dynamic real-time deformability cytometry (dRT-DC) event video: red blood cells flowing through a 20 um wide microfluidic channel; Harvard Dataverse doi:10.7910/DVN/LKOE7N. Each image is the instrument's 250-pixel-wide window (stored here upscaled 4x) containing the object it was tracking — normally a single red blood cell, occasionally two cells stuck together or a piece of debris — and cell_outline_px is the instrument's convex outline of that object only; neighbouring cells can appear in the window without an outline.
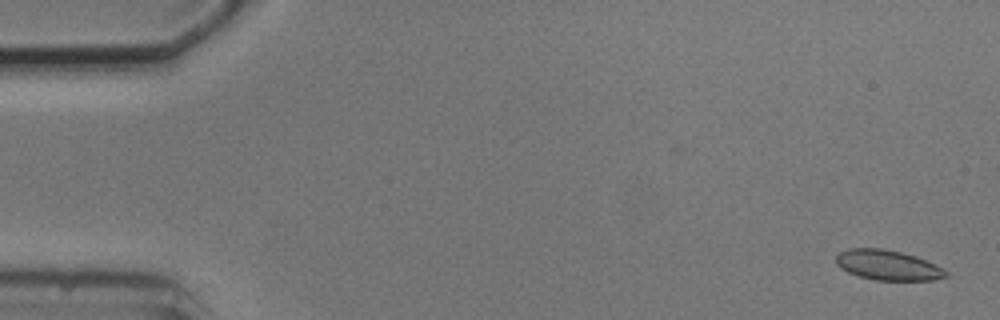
{"species": "common noctule bat (a hibernating species)", "species_latin": "Nyctalus noctula", "temperature_condition": "cold", "stored_images_in_passage": 5, "segment_of_instrument_passage": [1, 2], "camera_frame_rate_fps": 3000, "um_per_image_px": 0.085, "animal": {"sex": "male", "body_mass_g": 20.5, "forearm_length_mm": 52.5}, "frame": {"image": 1, "passage_image": 1, "time_ms": 0.0, "image_size_px": [1000, 320], "cell_outline_px": [[948, 276], [932, 280], [872, 280], [848, 272], [840, 268], [836, 264], [836, 256], [840, 252], [848, 248], [884, 248], [916, 256], [948, 272]], "centroid_in_image_um": [75.41, 22.53], "position_along_channel_um": 9.6, "area_um2": 19.07}}
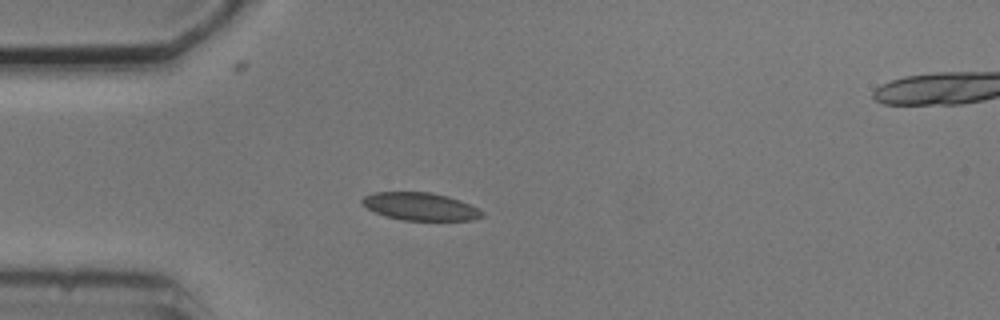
{"frame": {"image": 2, "passage_image": 4, "time_ms": 4.333, "image_size_px": [1000, 320], "cell_outline_px": [[484, 216], [472, 220], [404, 220], [384, 216], [368, 208], [360, 200], [364, 196], [372, 192], [432, 192], [448, 196], [460, 200], [484, 212]], "centroid_in_image_um": [35.72, 17.54], "position_along_channel_um": 49.3, "area_um2": 19.31}}